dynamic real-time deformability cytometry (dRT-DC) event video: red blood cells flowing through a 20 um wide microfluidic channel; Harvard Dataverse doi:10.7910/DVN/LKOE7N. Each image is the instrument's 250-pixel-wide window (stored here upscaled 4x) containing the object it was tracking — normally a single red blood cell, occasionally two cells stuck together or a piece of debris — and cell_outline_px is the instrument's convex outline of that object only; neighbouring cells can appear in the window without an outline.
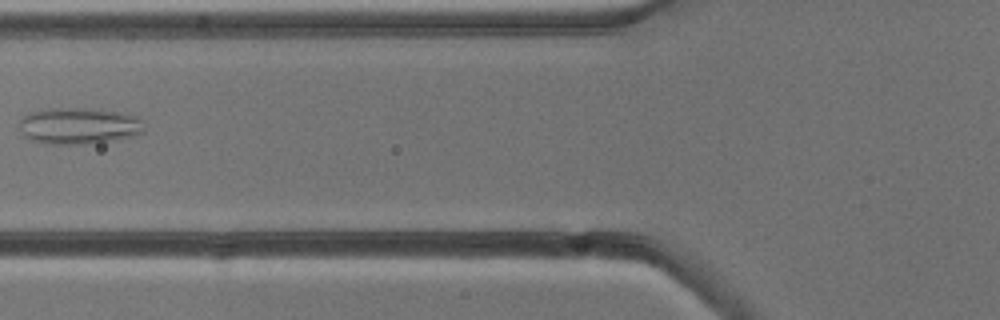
{"species": "common noctule bat (a hibernating species)", "species_latin": "Nyctalus noctula", "temperature_condition": "cold", "stored_images_in_passage": 7, "camera_frame_rate_fps": 3000, "um_per_image_px": 0.085, "animal": {"sex": "male", "body_mass_g": 13.3}, "frame": {"image": 1, "passage_image": 6, "time_ms": 6.0, "image_size_px": [1000, 320], "cell_outline_px": [[144, 132], [132, 136], [84, 144], [44, 144], [32, 140], [20, 128], [20, 120], [28, 112], [48, 108], [88, 108], [120, 112], [136, 116], [140, 120], [144, 128]], "centroid_in_image_um": [6.69, 10.68], "position_along_channel_um": 119.1, "area_um2": 26.3}}